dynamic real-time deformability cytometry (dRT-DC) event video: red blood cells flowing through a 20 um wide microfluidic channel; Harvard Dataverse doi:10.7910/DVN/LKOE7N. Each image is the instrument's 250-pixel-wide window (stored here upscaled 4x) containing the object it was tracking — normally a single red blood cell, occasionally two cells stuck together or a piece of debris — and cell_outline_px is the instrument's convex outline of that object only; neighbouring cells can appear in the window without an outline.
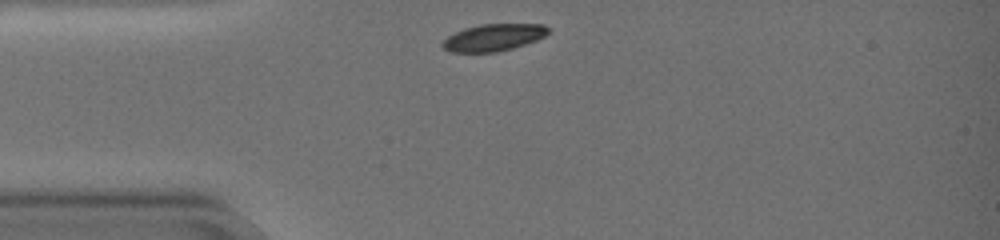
{"species": "common noctule bat (a hibernating species)", "species_latin": "Nyctalus noctula", "temperature_condition": "warm", "stored_images_in_passage": 34, "camera_frame_rate_fps": 3000, "um_per_image_px": 0.085, "animal": {"sex": "female", "body_mass_g": 19.0, "forearm_length_mm": 51.5}, "frame": {"image": 1, "passage_image": 1, "time_ms": 0.0, "image_size_px": [1000, 240], "cell_outline_px": [[548, 32], [544, 36], [536, 40], [512, 48], [496, 52], [448, 52], [440, 44], [448, 36], [464, 28], [480, 24], [544, 24], [548, 28]], "centroid_in_image_um": [41.92, 3.18], "position_along_channel_um": 43.1, "area_um2": 16.53}}
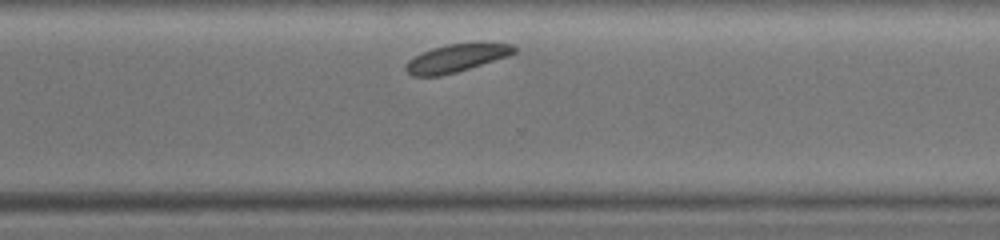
{"frame": {"image": 2, "passage_image": 28, "time_ms": 9.0, "image_size_px": [1000, 240], "cell_outline_px": [[516, 52], [508, 56], [456, 72], [440, 76], [412, 76], [404, 68], [404, 64], [408, 60], [432, 48], [448, 44], [512, 44], [516, 48]], "centroid_in_image_um": [38.74, 4.96], "position_along_channel_um": 331.9, "area_um2": 17.11}}
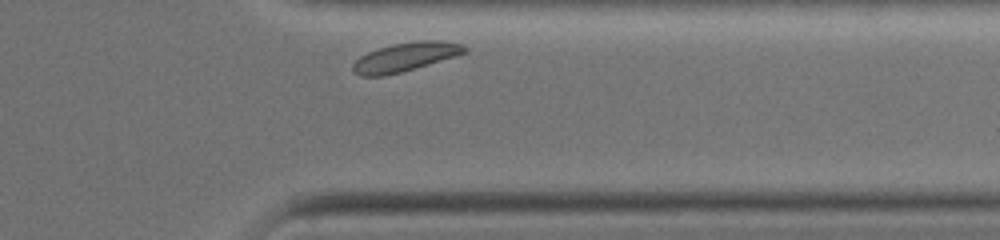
{"frame": {"image": 3, "passage_image": 32, "time_ms": 10.333, "image_size_px": [1000, 240], "cell_outline_px": [[468, 52], [456, 56], [400, 72], [380, 76], [360, 76], [352, 72], [352, 64], [360, 56], [368, 52], [392, 44], [420, 40], [440, 40], [464, 44], [468, 48]], "centroid_in_image_um": [34.47, 4.83], "position_along_channel_um": 376.9, "area_um2": 18.73}, "authors_computed_cell_mechanics": {"area_um2": 17.6868, "velocity_mm_per_s": 3.3892, "shape_relaxation_time_tau1_ms": 4.932, "shape_relaxation_time_tau2_ms": null, "deformation_change_tau1": 0.2864, "deformation_change_tau2": null}}